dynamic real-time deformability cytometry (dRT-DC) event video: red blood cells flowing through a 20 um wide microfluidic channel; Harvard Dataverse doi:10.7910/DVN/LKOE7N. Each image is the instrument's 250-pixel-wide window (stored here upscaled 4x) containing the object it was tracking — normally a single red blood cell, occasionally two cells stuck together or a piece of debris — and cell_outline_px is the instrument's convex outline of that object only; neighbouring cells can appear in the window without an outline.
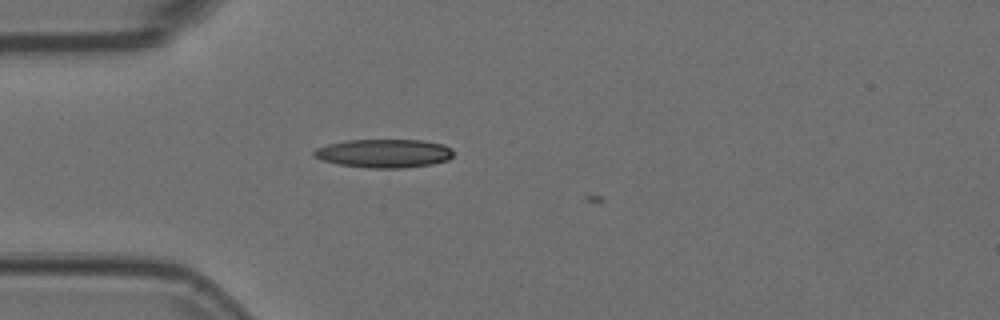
{"species": "Egyptian fruit bat (a non-hibernating species)", "species_latin": "Rousettus aegyptiacus", "temperature_condition": "room temperature", "stored_images_in_passage": 6, "camera_frame_rate_fps": 3000, "um_per_image_px": 0.085, "animal": {"sex": "female"}, "frame": {"image": 1, "passage_image": 5, "time_ms": 1.333, "image_size_px": [1000, 320], "cell_outline_px": [[452, 156], [448, 160], [432, 164], [404, 168], [368, 168], [340, 164], [320, 160], [312, 156], [312, 152], [316, 148], [328, 144], [348, 140], [424, 140], [444, 144], [452, 148]], "centroid_in_image_um": [32.64, 13.03], "position_along_channel_um": 52.4, "area_um2": 23.35}}